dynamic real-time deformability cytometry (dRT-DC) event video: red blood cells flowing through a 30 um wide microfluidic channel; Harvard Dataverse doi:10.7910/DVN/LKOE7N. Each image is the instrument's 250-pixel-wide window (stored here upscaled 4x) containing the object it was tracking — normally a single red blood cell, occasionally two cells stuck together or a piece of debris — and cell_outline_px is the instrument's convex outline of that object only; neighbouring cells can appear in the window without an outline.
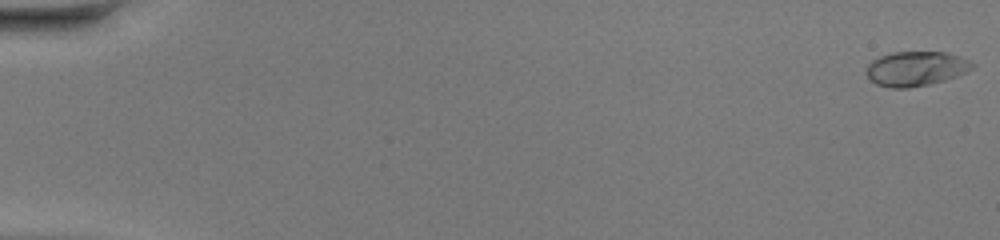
{"species": "common noctule bat (a hibernating species)", "species_latin": "Nyctalus noctula", "temperature_condition": "warm", "stored_images_in_passage": 49, "camera_frame_rate_fps": 3000, "um_per_image_px": 0.085, "animal": {"sex": "female", "body_mass_g": 20.0, "forearm_length_mm": 54.0}, "frame": {"image": 1, "passage_image": 1, "time_ms": 0.0, "image_size_px": [1000, 240], "cell_outline_px": [[976, 64], [972, 68], [956, 76], [944, 80], [928, 84], [908, 88], [888, 88], [876, 84], [864, 72], [868, 64], [872, 60], [880, 56], [892, 52], [948, 52], [960, 56]], "centroid_in_image_um": [77.82, 5.83], "position_along_channel_um": 7.2, "area_um2": 21.39}}
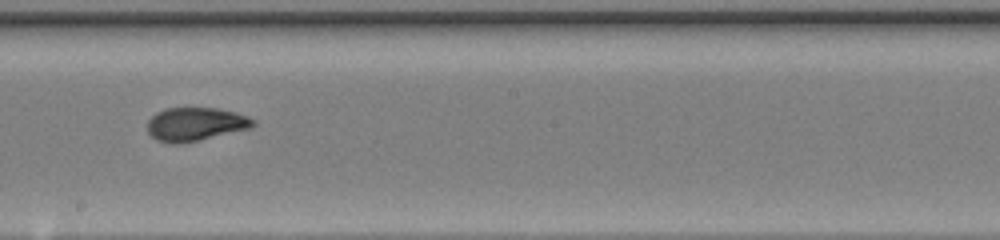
{"frame": {"image": 2, "passage_image": 29, "time_ms": 9.333, "image_size_px": [1000, 240], "cell_outline_px": [[256, 124], [252, 128], [200, 140], [180, 144], [176, 144], [156, 140], [148, 132], [148, 120], [156, 112], [164, 108], [216, 108], [236, 112], [248, 116], [256, 120]], "centroid_in_image_um": [16.64, 10.55], "position_along_channel_um": 231.6, "area_um2": 20.81}}
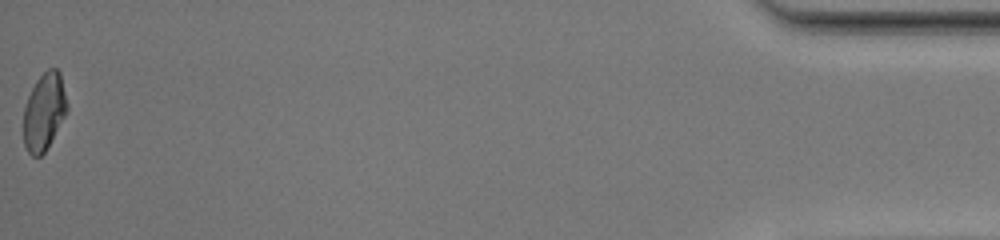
{"frame": {"image": 3, "passage_image": 49, "time_ms": 16.0, "image_size_px": [1000, 240], "cell_outline_px": [[68, 112], [44, 152], [40, 156], [32, 156], [28, 152], [24, 144], [24, 108], [28, 96], [36, 80], [48, 68], [56, 68], [60, 72], [68, 104]], "centroid_in_image_um": [3.77, 9.47], "position_along_channel_um": 431.4, "area_um2": 19.59}, "authors_computed_cell_mechanics": {"area_um2": 20.4612, "velocity_mm_per_s": 4.3482, "shape_relaxation_time_tau1_ms": 8.0658, "shape_relaxation_time_tau2_ms": 0.8578, "deformation_change_tau1": 0.288, "deformation_change_tau2": 0.0512}}